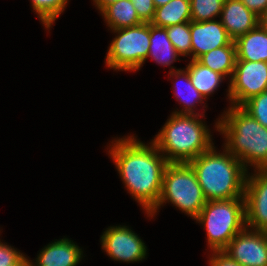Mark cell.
Listing matches in <instances>:
<instances>
[{
  "instance_id": "6da1fadb",
  "label": "cell",
  "mask_w": 267,
  "mask_h": 266,
  "mask_svg": "<svg viewBox=\"0 0 267 266\" xmlns=\"http://www.w3.org/2000/svg\"><path fill=\"white\" fill-rule=\"evenodd\" d=\"M111 143L108 154L128 193L149 214L160 199L163 173L169 162L152 141L149 146L134 135L117 137Z\"/></svg>"
},
{
  "instance_id": "7a4b0ae2",
  "label": "cell",
  "mask_w": 267,
  "mask_h": 266,
  "mask_svg": "<svg viewBox=\"0 0 267 266\" xmlns=\"http://www.w3.org/2000/svg\"><path fill=\"white\" fill-rule=\"evenodd\" d=\"M194 169L207 201L244 198L247 169L225 147L215 146L188 162Z\"/></svg>"
},
{
  "instance_id": "3957f363",
  "label": "cell",
  "mask_w": 267,
  "mask_h": 266,
  "mask_svg": "<svg viewBox=\"0 0 267 266\" xmlns=\"http://www.w3.org/2000/svg\"><path fill=\"white\" fill-rule=\"evenodd\" d=\"M225 137L224 147L248 170L267 169V127L240 106L228 107L214 125Z\"/></svg>"
},
{
  "instance_id": "277c9868",
  "label": "cell",
  "mask_w": 267,
  "mask_h": 266,
  "mask_svg": "<svg viewBox=\"0 0 267 266\" xmlns=\"http://www.w3.org/2000/svg\"><path fill=\"white\" fill-rule=\"evenodd\" d=\"M204 116L172 113L152 139L169 163H188L214 145L211 131L200 119Z\"/></svg>"
},
{
  "instance_id": "5b68a950",
  "label": "cell",
  "mask_w": 267,
  "mask_h": 266,
  "mask_svg": "<svg viewBox=\"0 0 267 266\" xmlns=\"http://www.w3.org/2000/svg\"><path fill=\"white\" fill-rule=\"evenodd\" d=\"M171 203L183 213L195 219L207 200L189 163H168L162 182V191L156 207L147 214L153 218L163 203Z\"/></svg>"
},
{
  "instance_id": "8992f818",
  "label": "cell",
  "mask_w": 267,
  "mask_h": 266,
  "mask_svg": "<svg viewBox=\"0 0 267 266\" xmlns=\"http://www.w3.org/2000/svg\"><path fill=\"white\" fill-rule=\"evenodd\" d=\"M194 220L205 226L209 249L223 251L246 228L245 198L207 201Z\"/></svg>"
},
{
  "instance_id": "52a82bcc",
  "label": "cell",
  "mask_w": 267,
  "mask_h": 266,
  "mask_svg": "<svg viewBox=\"0 0 267 266\" xmlns=\"http://www.w3.org/2000/svg\"><path fill=\"white\" fill-rule=\"evenodd\" d=\"M117 33L107 50L105 64L115 71H137L147 60L150 23L112 30Z\"/></svg>"
},
{
  "instance_id": "ba28073f",
  "label": "cell",
  "mask_w": 267,
  "mask_h": 266,
  "mask_svg": "<svg viewBox=\"0 0 267 266\" xmlns=\"http://www.w3.org/2000/svg\"><path fill=\"white\" fill-rule=\"evenodd\" d=\"M229 83L227 99L232 106H241L251 97L267 90V63L236 60Z\"/></svg>"
},
{
  "instance_id": "9c48e42d",
  "label": "cell",
  "mask_w": 267,
  "mask_h": 266,
  "mask_svg": "<svg viewBox=\"0 0 267 266\" xmlns=\"http://www.w3.org/2000/svg\"><path fill=\"white\" fill-rule=\"evenodd\" d=\"M102 249L115 261L133 263L146 258L143 240L127 226H109L100 238Z\"/></svg>"
},
{
  "instance_id": "30bf717a",
  "label": "cell",
  "mask_w": 267,
  "mask_h": 266,
  "mask_svg": "<svg viewBox=\"0 0 267 266\" xmlns=\"http://www.w3.org/2000/svg\"><path fill=\"white\" fill-rule=\"evenodd\" d=\"M247 173L245 183L246 227L267 231V169Z\"/></svg>"
},
{
  "instance_id": "8fae6325",
  "label": "cell",
  "mask_w": 267,
  "mask_h": 266,
  "mask_svg": "<svg viewBox=\"0 0 267 266\" xmlns=\"http://www.w3.org/2000/svg\"><path fill=\"white\" fill-rule=\"evenodd\" d=\"M223 252L241 266H267V233L246 227Z\"/></svg>"
},
{
  "instance_id": "7c38bea8",
  "label": "cell",
  "mask_w": 267,
  "mask_h": 266,
  "mask_svg": "<svg viewBox=\"0 0 267 266\" xmlns=\"http://www.w3.org/2000/svg\"><path fill=\"white\" fill-rule=\"evenodd\" d=\"M190 33L192 60L233 42L220 20L190 21Z\"/></svg>"
},
{
  "instance_id": "4fadbf2b",
  "label": "cell",
  "mask_w": 267,
  "mask_h": 266,
  "mask_svg": "<svg viewBox=\"0 0 267 266\" xmlns=\"http://www.w3.org/2000/svg\"><path fill=\"white\" fill-rule=\"evenodd\" d=\"M37 256L35 263L29 259V266H76L83 251L72 240L62 238L49 243Z\"/></svg>"
},
{
  "instance_id": "5bb4252c",
  "label": "cell",
  "mask_w": 267,
  "mask_h": 266,
  "mask_svg": "<svg viewBox=\"0 0 267 266\" xmlns=\"http://www.w3.org/2000/svg\"><path fill=\"white\" fill-rule=\"evenodd\" d=\"M220 21L233 41L258 25L259 17L240 0H225Z\"/></svg>"
},
{
  "instance_id": "9a60e30c",
  "label": "cell",
  "mask_w": 267,
  "mask_h": 266,
  "mask_svg": "<svg viewBox=\"0 0 267 266\" xmlns=\"http://www.w3.org/2000/svg\"><path fill=\"white\" fill-rule=\"evenodd\" d=\"M236 60L267 63V32L258 24L254 29L234 40Z\"/></svg>"
},
{
  "instance_id": "2e32d148",
  "label": "cell",
  "mask_w": 267,
  "mask_h": 266,
  "mask_svg": "<svg viewBox=\"0 0 267 266\" xmlns=\"http://www.w3.org/2000/svg\"><path fill=\"white\" fill-rule=\"evenodd\" d=\"M172 68V69H171ZM169 71L170 77H175V90L174 96L177 101L182 103L181 105L184 106L182 110L172 112L175 114H187V115H199L194 108H196V103H203L204 96L192 85V82L189 77L188 71L184 68L176 69L172 66ZM183 80V85L179 86V80ZM178 80V81H177ZM196 112V113H195Z\"/></svg>"
},
{
  "instance_id": "e0dca14e",
  "label": "cell",
  "mask_w": 267,
  "mask_h": 266,
  "mask_svg": "<svg viewBox=\"0 0 267 266\" xmlns=\"http://www.w3.org/2000/svg\"><path fill=\"white\" fill-rule=\"evenodd\" d=\"M150 45L148 57L156 61L161 66H170L173 62L180 59L173 44L169 40L167 31L164 27H158L150 23Z\"/></svg>"
},
{
  "instance_id": "ac0fdd59",
  "label": "cell",
  "mask_w": 267,
  "mask_h": 266,
  "mask_svg": "<svg viewBox=\"0 0 267 266\" xmlns=\"http://www.w3.org/2000/svg\"><path fill=\"white\" fill-rule=\"evenodd\" d=\"M101 15L111 30L133 27L143 23L130 0H119L107 6Z\"/></svg>"
},
{
  "instance_id": "d6986e66",
  "label": "cell",
  "mask_w": 267,
  "mask_h": 266,
  "mask_svg": "<svg viewBox=\"0 0 267 266\" xmlns=\"http://www.w3.org/2000/svg\"><path fill=\"white\" fill-rule=\"evenodd\" d=\"M199 63L211 70L232 78L236 63V47L234 41L226 46H222L204 53L196 59Z\"/></svg>"
},
{
  "instance_id": "ffe728a7",
  "label": "cell",
  "mask_w": 267,
  "mask_h": 266,
  "mask_svg": "<svg viewBox=\"0 0 267 266\" xmlns=\"http://www.w3.org/2000/svg\"><path fill=\"white\" fill-rule=\"evenodd\" d=\"M190 21H192L190 0H171L155 9L151 24L166 28Z\"/></svg>"
},
{
  "instance_id": "44dd1931",
  "label": "cell",
  "mask_w": 267,
  "mask_h": 266,
  "mask_svg": "<svg viewBox=\"0 0 267 266\" xmlns=\"http://www.w3.org/2000/svg\"><path fill=\"white\" fill-rule=\"evenodd\" d=\"M188 73L192 85L204 96L205 99L218 89L221 82L226 78L210 68L199 63L197 60H192L185 68Z\"/></svg>"
},
{
  "instance_id": "7402d4cb",
  "label": "cell",
  "mask_w": 267,
  "mask_h": 266,
  "mask_svg": "<svg viewBox=\"0 0 267 266\" xmlns=\"http://www.w3.org/2000/svg\"><path fill=\"white\" fill-rule=\"evenodd\" d=\"M68 2V0H31V5L46 30H49L64 12Z\"/></svg>"
},
{
  "instance_id": "603a6c76",
  "label": "cell",
  "mask_w": 267,
  "mask_h": 266,
  "mask_svg": "<svg viewBox=\"0 0 267 266\" xmlns=\"http://www.w3.org/2000/svg\"><path fill=\"white\" fill-rule=\"evenodd\" d=\"M169 40L180 56L191 55L190 22L180 23L165 28Z\"/></svg>"
},
{
  "instance_id": "cb8c5ba5",
  "label": "cell",
  "mask_w": 267,
  "mask_h": 266,
  "mask_svg": "<svg viewBox=\"0 0 267 266\" xmlns=\"http://www.w3.org/2000/svg\"><path fill=\"white\" fill-rule=\"evenodd\" d=\"M225 0H190L191 20L195 22L215 20L220 17Z\"/></svg>"
},
{
  "instance_id": "d4e9b609",
  "label": "cell",
  "mask_w": 267,
  "mask_h": 266,
  "mask_svg": "<svg viewBox=\"0 0 267 266\" xmlns=\"http://www.w3.org/2000/svg\"><path fill=\"white\" fill-rule=\"evenodd\" d=\"M240 107L262 126L267 127V90L251 97Z\"/></svg>"
},
{
  "instance_id": "484cf974",
  "label": "cell",
  "mask_w": 267,
  "mask_h": 266,
  "mask_svg": "<svg viewBox=\"0 0 267 266\" xmlns=\"http://www.w3.org/2000/svg\"><path fill=\"white\" fill-rule=\"evenodd\" d=\"M29 265V259L14 247L0 240V266Z\"/></svg>"
},
{
  "instance_id": "4316f807",
  "label": "cell",
  "mask_w": 267,
  "mask_h": 266,
  "mask_svg": "<svg viewBox=\"0 0 267 266\" xmlns=\"http://www.w3.org/2000/svg\"><path fill=\"white\" fill-rule=\"evenodd\" d=\"M136 10V13L143 23H151L155 6L153 0H130Z\"/></svg>"
},
{
  "instance_id": "83f0119b",
  "label": "cell",
  "mask_w": 267,
  "mask_h": 266,
  "mask_svg": "<svg viewBox=\"0 0 267 266\" xmlns=\"http://www.w3.org/2000/svg\"><path fill=\"white\" fill-rule=\"evenodd\" d=\"M211 254L209 259L210 266H241L223 251H213Z\"/></svg>"
},
{
  "instance_id": "f1b7e54d",
  "label": "cell",
  "mask_w": 267,
  "mask_h": 266,
  "mask_svg": "<svg viewBox=\"0 0 267 266\" xmlns=\"http://www.w3.org/2000/svg\"><path fill=\"white\" fill-rule=\"evenodd\" d=\"M258 17L267 10V0H240Z\"/></svg>"
},
{
  "instance_id": "f546056e",
  "label": "cell",
  "mask_w": 267,
  "mask_h": 266,
  "mask_svg": "<svg viewBox=\"0 0 267 266\" xmlns=\"http://www.w3.org/2000/svg\"><path fill=\"white\" fill-rule=\"evenodd\" d=\"M117 1H119V0H93V3L95 5V7H97L101 13L107 6L113 4Z\"/></svg>"
},
{
  "instance_id": "4dcf8cb0",
  "label": "cell",
  "mask_w": 267,
  "mask_h": 266,
  "mask_svg": "<svg viewBox=\"0 0 267 266\" xmlns=\"http://www.w3.org/2000/svg\"><path fill=\"white\" fill-rule=\"evenodd\" d=\"M258 24L267 32V10L259 16Z\"/></svg>"
},
{
  "instance_id": "1f68e13d",
  "label": "cell",
  "mask_w": 267,
  "mask_h": 266,
  "mask_svg": "<svg viewBox=\"0 0 267 266\" xmlns=\"http://www.w3.org/2000/svg\"><path fill=\"white\" fill-rule=\"evenodd\" d=\"M171 0H153L155 8H158L160 6L166 5Z\"/></svg>"
},
{
  "instance_id": "d6a6232c",
  "label": "cell",
  "mask_w": 267,
  "mask_h": 266,
  "mask_svg": "<svg viewBox=\"0 0 267 266\" xmlns=\"http://www.w3.org/2000/svg\"><path fill=\"white\" fill-rule=\"evenodd\" d=\"M13 266H29V265H13Z\"/></svg>"
}]
</instances>
